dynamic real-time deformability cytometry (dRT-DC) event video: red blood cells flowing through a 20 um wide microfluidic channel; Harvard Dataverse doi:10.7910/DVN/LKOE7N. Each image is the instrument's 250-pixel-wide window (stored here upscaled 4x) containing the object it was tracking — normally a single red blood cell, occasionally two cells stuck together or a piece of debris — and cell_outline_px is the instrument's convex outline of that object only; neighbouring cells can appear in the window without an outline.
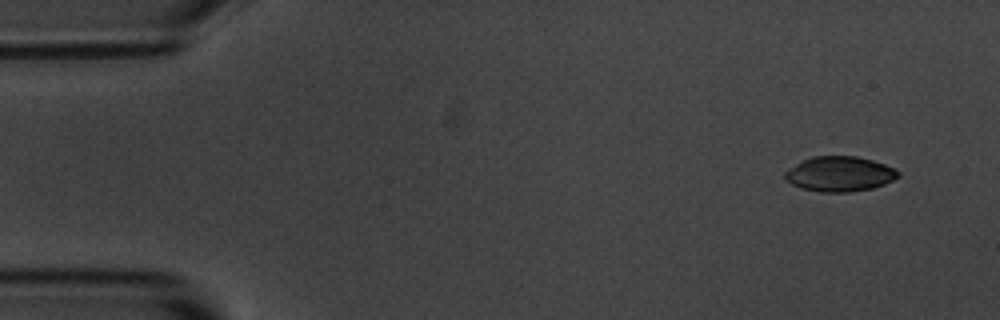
{"species": "common noctule bat (a hibernating species)", "species_latin": "Nyctalus noctula", "temperature_condition": "room temperature", "stored_images_in_passage": 4, "camera_frame_rate_fps": 3000, "um_per_image_px": 0.085, "animal": {"sex": "male", "body_mass_g": 20.1, "forearm_length_mm": 53.5}, "frame": {"image": 1, "passage_image": 1, "time_ms": 0.0, "image_size_px": [1000, 320], "cell_outline_px": [[900, 176], [884, 184], [872, 188], [848, 192], [820, 192], [800, 188], [784, 180], [784, 172], [800, 160], [812, 156], [856, 156], [872, 160], [896, 168], [900, 172]], "centroid_in_image_um": [71.34, 14.78], "position_along_channel_um": 13.7, "area_um2": 23.35}}
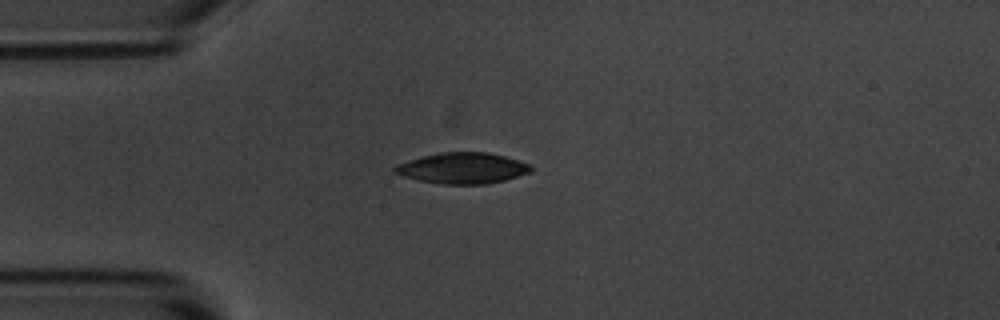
{"frame": {"image": 2, "passage_image": 4, "time_ms": 3.333, "image_size_px": [1000, 320], "cell_outline_px": [[532, 172], [504, 180], [484, 184], [440, 184], [420, 180], [404, 176], [392, 172], [392, 168], [396, 164], [424, 156], [440, 152], [488, 152], [504, 156], [532, 164]], "centroid_in_image_um": [39.33, 14.29], "position_along_channel_um": 45.7, "area_um2": 24.51}}